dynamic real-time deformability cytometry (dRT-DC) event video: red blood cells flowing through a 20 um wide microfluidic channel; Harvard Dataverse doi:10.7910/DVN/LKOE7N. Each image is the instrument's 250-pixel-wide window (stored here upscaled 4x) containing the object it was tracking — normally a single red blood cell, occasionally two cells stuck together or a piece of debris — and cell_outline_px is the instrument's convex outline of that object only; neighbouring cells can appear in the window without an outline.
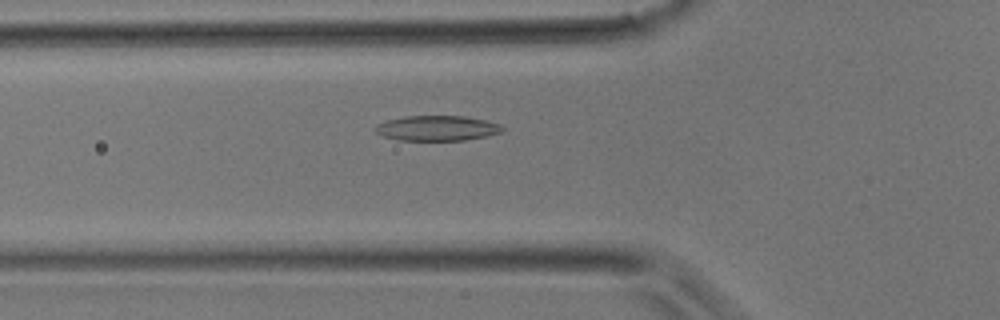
{"species": "common noctule bat (a hibernating species)", "species_latin": "Nyctalus noctula", "temperature_condition": "room temperature", "stored_images_in_passage": 33, "camera_frame_rate_fps": 3000, "um_per_image_px": 0.085, "animal": {"sex": "male", "body_mass_g": 17.9}, "frame": {"image": 1, "passage_image": 10, "time_ms": 3.0, "image_size_px": [1000, 320], "cell_outline_px": [[504, 128], [500, 132], [488, 136], [464, 140], [396, 140], [380, 136], [372, 128], [376, 124], [388, 120], [404, 116], [464, 116], [484, 120], [500, 124]], "centroid_in_image_um": [37.09, 10.9], "position_along_channel_um": 88.7, "area_um2": 18.73}}
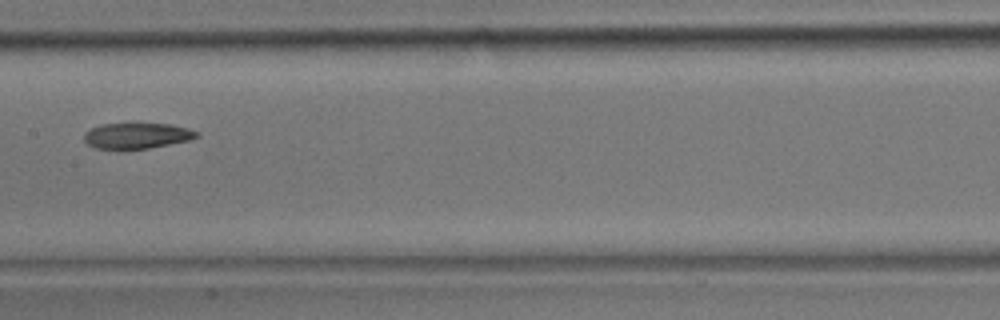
{"frame": {"image": 2, "passage_image": 16, "time_ms": 5.0, "image_size_px": [1000, 320], "cell_outline_px": [[200, 136], [188, 140], [148, 148], [124, 152], [120, 152], [96, 148], [88, 144], [84, 140], [84, 132], [92, 128], [104, 124], [136, 120], [168, 124], [188, 128], [200, 132]], "centroid_in_image_um": [11.6, 11.52], "position_along_channel_um": 195.8, "area_um2": 18.21}}
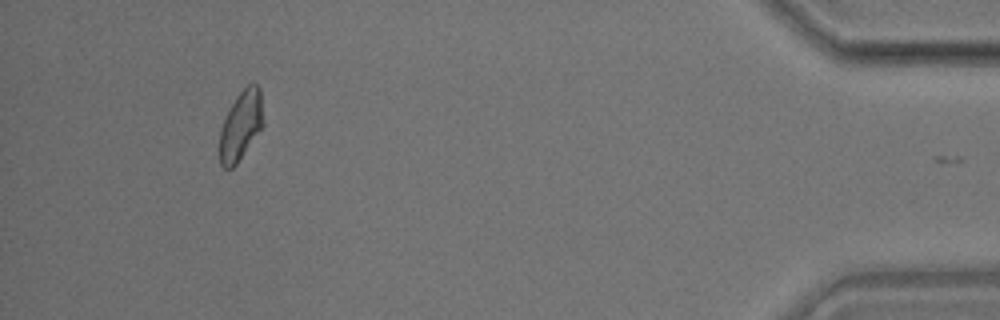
{"frame": {"image": 3, "passage_image": 32, "time_ms": 10.333, "image_size_px": [1000, 320], "cell_outline_px": [[264, 124], [236, 164], [228, 172], [220, 164], [220, 132], [224, 120], [236, 96], [252, 80], [260, 88]], "centroid_in_image_um": [20.48, 10.66], "position_along_channel_um": 414.7, "area_um2": 17.46}}